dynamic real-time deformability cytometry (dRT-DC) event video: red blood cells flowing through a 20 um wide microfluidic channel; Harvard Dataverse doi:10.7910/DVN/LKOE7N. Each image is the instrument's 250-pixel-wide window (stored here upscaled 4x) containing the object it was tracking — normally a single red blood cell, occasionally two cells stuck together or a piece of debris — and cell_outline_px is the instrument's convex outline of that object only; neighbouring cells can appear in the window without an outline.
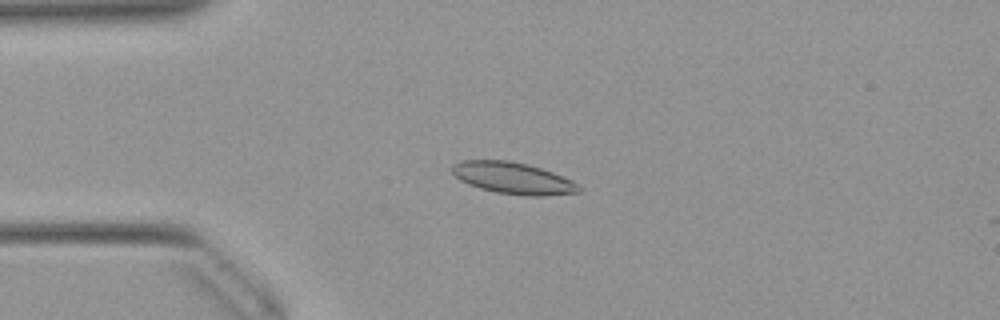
{"species": "Egyptian fruit bat (a non-hibernating species)", "species_latin": "Rousettus aegyptiacus", "temperature_condition": "warm", "stored_images_in_passage": 2, "camera_frame_rate_fps": 3000, "um_per_image_px": 0.085, "animal": {"sex": "female"}, "frame": {"image": 1, "passage_image": 1, "time_ms": 0.0, "image_size_px": [1000, 320], "cell_outline_px": [[584, 188], [580, 192], [544, 196], [524, 196], [496, 192], [480, 188], [468, 184], [460, 180], [452, 172], [452, 164], [464, 160], [508, 160], [528, 164], [552, 172], [572, 180]], "centroid_in_image_um": [43.64, 15.15], "position_along_channel_um": 41.4, "area_um2": 23.47}}